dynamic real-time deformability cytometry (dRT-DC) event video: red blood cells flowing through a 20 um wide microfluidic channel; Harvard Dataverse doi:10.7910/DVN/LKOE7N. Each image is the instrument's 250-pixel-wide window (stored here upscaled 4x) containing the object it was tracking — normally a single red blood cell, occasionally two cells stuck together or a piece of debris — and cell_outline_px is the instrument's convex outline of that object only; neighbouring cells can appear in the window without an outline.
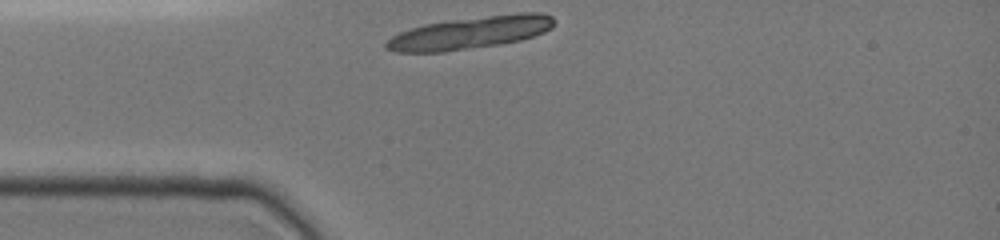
{"species": "common noctule bat (a hibernating species)", "species_latin": "Nyctalus noctula", "temperature_condition": "cold", "stored_images_in_passage": 13, "segment_of_instrument_passage": [1, 2], "camera_frame_rate_fps": 3000, "um_per_image_px": 0.085, "animal": {"sex": "female", "body_mass_g": 19.0, "forearm_length_mm": 51.5}, "frame": {"image": 1, "passage_image": 1, "time_ms": 0.0, "image_size_px": [1000, 240], "cell_outline_px": [[556, 20], [552, 28], [544, 32], [520, 40], [500, 44], [444, 52], [396, 52], [384, 48], [384, 44], [392, 36], [400, 32], [424, 24], [448, 20], [520, 12], [540, 12], [552, 16]], "centroid_in_image_um": [39.99, 2.77], "position_along_channel_um": 45.0, "area_um2": 31.79}}